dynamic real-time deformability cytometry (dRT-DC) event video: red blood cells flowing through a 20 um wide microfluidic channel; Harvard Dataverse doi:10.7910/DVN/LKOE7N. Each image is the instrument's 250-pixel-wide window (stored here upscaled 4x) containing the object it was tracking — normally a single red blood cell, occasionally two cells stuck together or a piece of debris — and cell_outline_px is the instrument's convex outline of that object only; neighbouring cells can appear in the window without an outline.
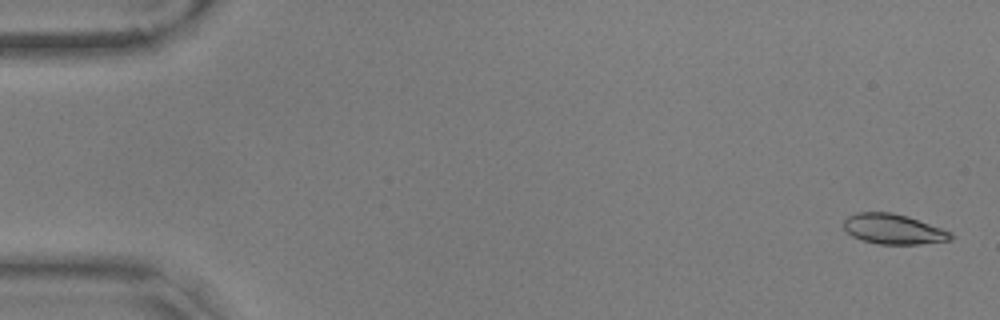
{"species": "common noctule bat (a hibernating species)", "species_latin": "Nyctalus noctula", "temperature_condition": "warm", "stored_images_in_passage": 7, "camera_frame_rate_fps": 3000, "um_per_image_px": 0.085, "animal": {"sex": "male", "body_mass_g": 17.9, "forearm_length_mm": 54.2}, "frame": {"image": 1, "passage_image": 2, "time_ms": 0.333, "image_size_px": [1000, 320], "cell_outline_px": [[952, 240], [920, 244], [880, 244], [860, 240], [852, 236], [844, 228], [844, 220], [848, 216], [856, 212], [892, 212], [908, 216], [952, 232]], "centroid_in_image_um": [75.93, 19.47], "position_along_channel_um": 9.1, "area_um2": 18.84}}